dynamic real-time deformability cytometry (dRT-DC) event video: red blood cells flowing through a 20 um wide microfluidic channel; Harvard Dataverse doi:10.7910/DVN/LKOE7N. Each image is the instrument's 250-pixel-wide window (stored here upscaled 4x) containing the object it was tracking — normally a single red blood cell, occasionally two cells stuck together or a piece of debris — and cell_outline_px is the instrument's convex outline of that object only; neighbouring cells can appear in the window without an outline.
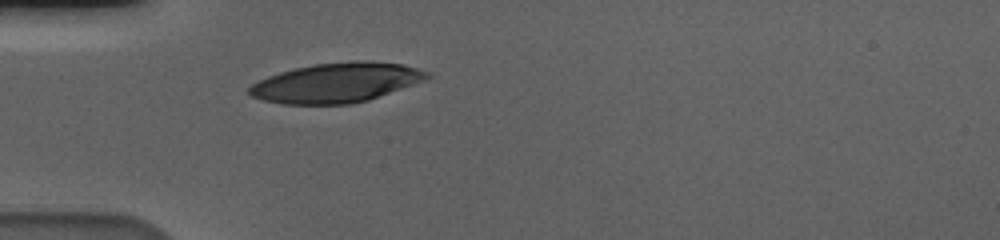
{"species": "human", "species_latin": "Homo sapiens", "temperature_condition": "cold", "stored_images_in_passage": 36, "camera_frame_rate_fps": 3000, "um_per_image_px": 0.085, "donor": {"sex": "male"}, "frame": {"image": 1, "passage_image": 1, "time_ms": 0.0, "image_size_px": [1000, 240], "cell_outline_px": [[432, 76], [428, 80], [368, 100], [352, 104], [284, 104], [264, 100], [252, 96], [248, 92], [248, 88], [252, 84], [268, 76], [280, 72], [296, 68], [316, 64], [352, 60], [368, 60], [404, 64], [432, 72]], "centroid_in_image_um": [28.69, 7.02], "position_along_channel_um": 56.3, "area_um2": 41.38}}
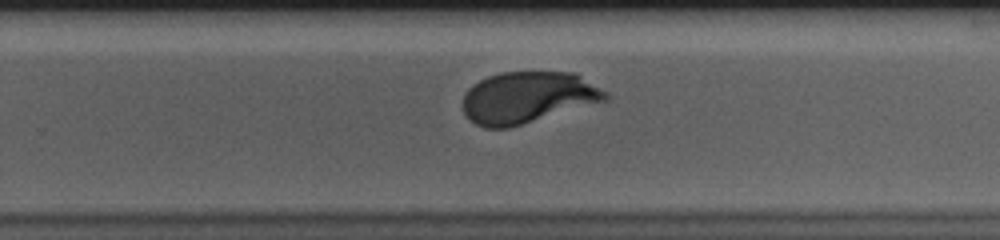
{"frame": {"image": 2, "passage_image": 21, "time_ms": 6.667, "image_size_px": [1000, 240], "cell_outline_px": [[608, 100], [508, 128], [484, 128], [476, 124], [464, 112], [464, 92], [472, 84], [488, 76], [500, 72], [576, 72], [608, 92]], "centroid_in_image_um": [44.88, 8.27], "position_along_channel_um": 284.9, "area_um2": 42.83}}
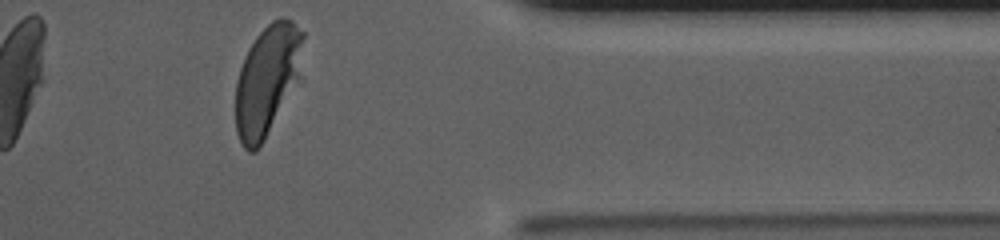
{"frame": {"image": 3, "passage_image": 31, "time_ms": 10.0, "image_size_px": [1000, 240], "cell_outline_px": [[304, 36], [300, 76], [264, 140], [256, 152], [248, 152], [240, 144], [236, 132], [236, 80], [244, 56], [248, 48], [256, 36], [272, 20], [280, 16], [284, 16], [292, 20], [304, 32]], "centroid_in_image_um": [22.7, 6.78], "position_along_channel_um": 388.7, "area_um2": 43.58}, "authors_computed_cell_mechanics": {"area_um2": 43.1188, "velocity_mm_per_s": 3.5563, "shape_relaxation_time_tau1_ms": 2.8501, "shape_relaxation_time_tau2_ms": null, "deformation_change_tau1": 0.1651, "deformation_change_tau2": null}}